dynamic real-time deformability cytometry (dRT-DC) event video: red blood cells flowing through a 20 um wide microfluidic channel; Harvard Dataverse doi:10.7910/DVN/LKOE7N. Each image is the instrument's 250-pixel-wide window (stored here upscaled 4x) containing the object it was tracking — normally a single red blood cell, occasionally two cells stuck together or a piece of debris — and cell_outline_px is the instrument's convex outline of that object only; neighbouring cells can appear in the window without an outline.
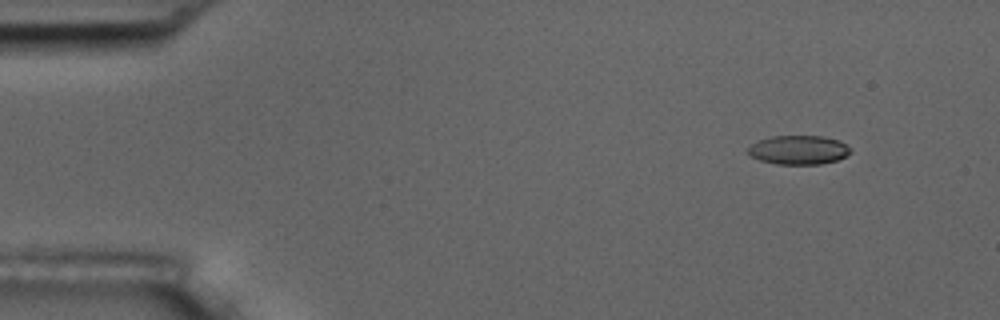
{"species": "common noctule bat (a hibernating species)", "species_latin": "Nyctalus noctula", "temperature_condition": "room temperature", "stored_images_in_passage": 12, "camera_frame_rate_fps": 3000, "um_per_image_px": 0.085, "animal": {"sex": "male", "body_mass_g": 17.5, "forearm_length_mm": 52.3}, "frame": {"image": 1, "passage_image": 2, "time_ms": 0.333, "image_size_px": [1000, 320], "cell_outline_px": [[852, 152], [848, 156], [836, 160], [820, 164], [776, 164], [760, 160], [752, 156], [748, 152], [748, 148], [752, 144], [760, 140], [772, 136], [824, 136], [840, 140], [852, 148]], "centroid_in_image_um": [67.95, 12.74], "position_along_channel_um": 17.1, "area_um2": 17.4}}
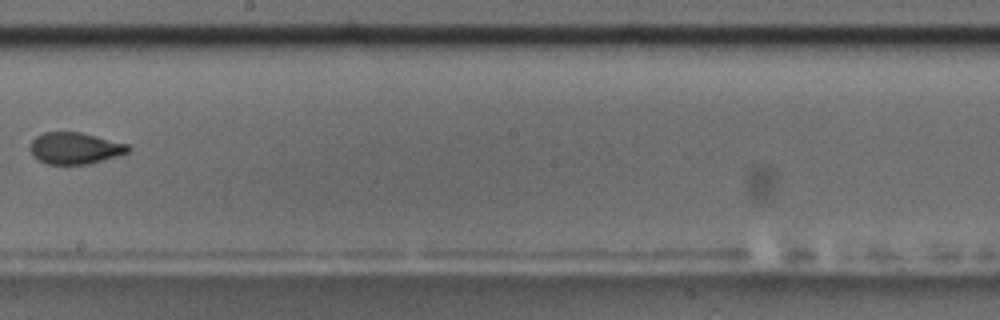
{"frame": {"image": 2, "passage_image": 9, "time_ms": 2.667, "image_size_px": [1000, 320], "cell_outline_px": [[132, 148], [128, 152], [116, 156], [88, 164], [48, 164], [32, 156], [28, 148], [32, 140], [36, 136], [44, 132], [80, 132], [128, 144]], "centroid_in_image_um": [6.34, 12.59], "position_along_channel_um": 241.9, "area_um2": 18.03}}
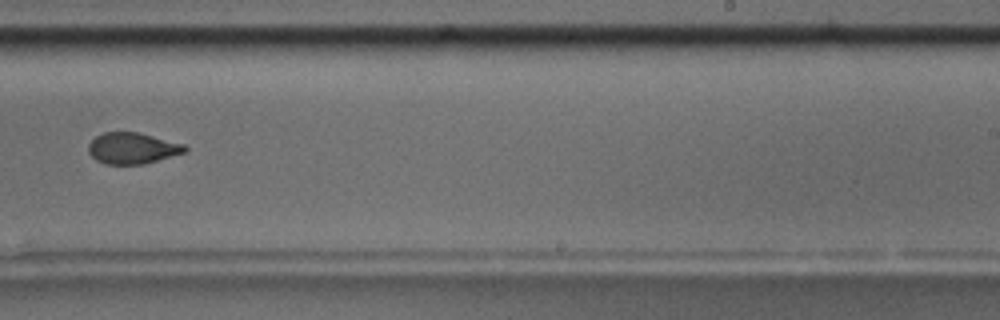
{"frame": {"image": 3, "passage_image": 10, "time_ms": 3.0, "image_size_px": [1000, 320], "cell_outline_px": [[188, 148], [184, 152], [144, 164], [104, 164], [96, 160], [88, 152], [88, 144], [96, 136], [104, 132], [140, 132], [184, 144]], "centroid_in_image_um": [11.23, 12.59], "position_along_channel_um": 277.8, "area_um2": 17.51}}